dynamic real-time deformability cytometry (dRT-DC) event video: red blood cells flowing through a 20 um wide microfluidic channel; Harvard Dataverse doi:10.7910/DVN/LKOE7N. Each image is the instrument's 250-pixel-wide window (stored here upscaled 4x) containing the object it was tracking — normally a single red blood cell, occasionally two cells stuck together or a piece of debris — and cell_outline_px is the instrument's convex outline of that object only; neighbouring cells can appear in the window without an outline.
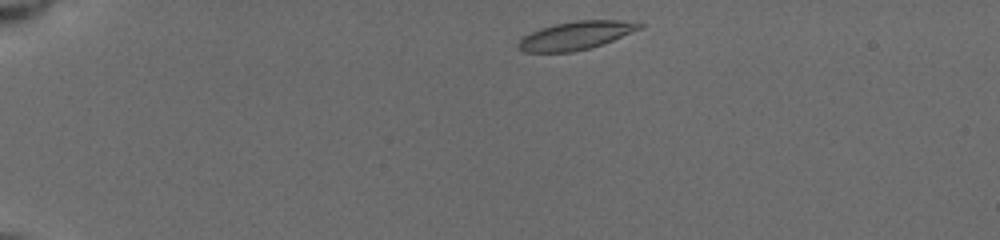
{"species": "common noctule bat (a hibernating species)", "species_latin": "Nyctalus noctula", "temperature_condition": "cold", "stored_images_in_passage": 25, "camera_frame_rate_fps": 3000, "um_per_image_px": 0.085, "animal": {"sex": "female", "body_mass_g": 19.5, "forearm_length_mm": 54.1}, "frame": {"image": 1, "passage_image": 1, "time_ms": 0.0, "image_size_px": [1000, 240], "cell_outline_px": [[644, 28], [612, 40], [588, 48], [572, 52], [524, 52], [516, 44], [524, 36], [532, 32], [556, 24], [576, 20], [616, 20], [644, 24]], "centroid_in_image_um": [48.97, 3.02], "position_along_channel_um": 36.0, "area_um2": 19.54}}
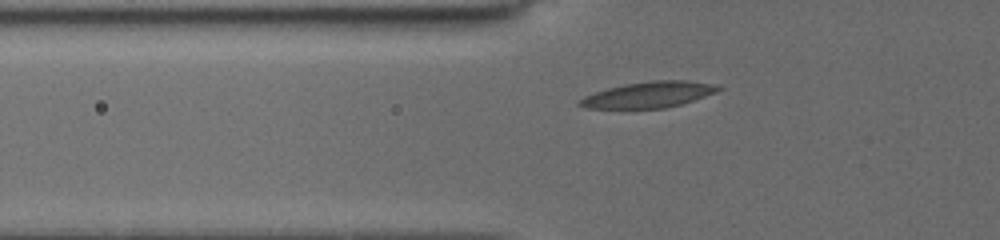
{"frame": {"image": 2, "passage_image": 16, "time_ms": 2.667, "image_size_px": [1000, 240], "cell_outline_px": [[724, 88], [716, 92], [680, 104], [664, 108], [584, 108], [576, 104], [584, 96], [608, 88], [624, 84], [652, 80], [688, 80], [720, 84]], "centroid_in_image_um": [55.18, 8.03], "position_along_channel_um": 70.6, "area_um2": 20.98}}
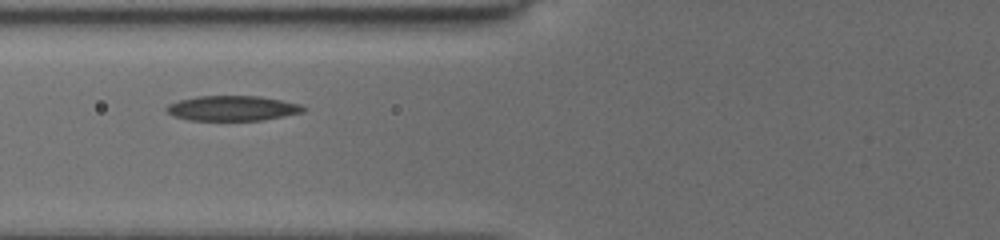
{"frame": {"image": 3, "passage_image": 24, "time_ms": 3.667, "image_size_px": [1000, 240], "cell_outline_px": [[308, 108], [304, 112], [264, 120], [192, 120], [176, 116], [168, 112], [164, 108], [168, 104], [180, 100], [196, 96], [260, 96], [300, 104]], "centroid_in_image_um": [19.8, 9.2], "position_along_channel_um": 106.0, "area_um2": 19.88}}